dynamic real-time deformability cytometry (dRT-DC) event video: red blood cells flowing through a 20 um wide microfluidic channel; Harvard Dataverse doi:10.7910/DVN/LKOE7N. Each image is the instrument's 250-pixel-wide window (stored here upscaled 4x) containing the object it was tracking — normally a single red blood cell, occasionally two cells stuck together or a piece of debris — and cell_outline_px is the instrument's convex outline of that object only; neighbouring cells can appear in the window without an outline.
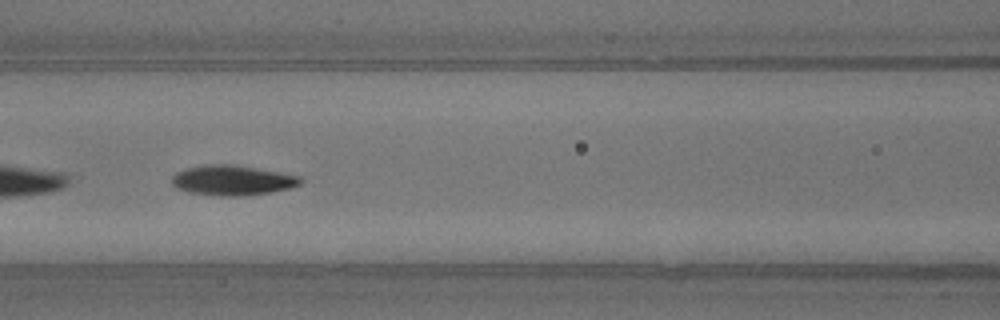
{"species": "common noctule bat (a hibernating species)", "species_latin": "Nyctalus noctula", "temperature_condition": "warm", "stored_images_in_passage": 41, "camera_frame_rate_fps": 3000, "um_per_image_px": 0.085, "animal": {"sex": "male", "body_mass_g": 13.3}, "frame": {"image": 1, "passage_image": 12, "time_ms": 3.667, "image_size_px": [1000, 320], "cell_outline_px": [[304, 180], [300, 184], [292, 188], [272, 192], [244, 196], [220, 196], [192, 192], [176, 188], [172, 184], [172, 176], [176, 172], [188, 168], [204, 164], [236, 164], [300, 176]], "centroid_in_image_um": [19.79, 15.32], "position_along_channel_um": 146.8, "area_um2": 22.66}, "authors_computed_cell_mechanics": {"area_um2": 22.3686, "velocity_mm_per_s": 3.9385, "shape_relaxation_time_tau1_ms": 2.1312, "shape_relaxation_time_tau2_ms": 6.6498, "deformation_change_tau1": 0.1262, "deformation_change_tau2": 0.1397}}